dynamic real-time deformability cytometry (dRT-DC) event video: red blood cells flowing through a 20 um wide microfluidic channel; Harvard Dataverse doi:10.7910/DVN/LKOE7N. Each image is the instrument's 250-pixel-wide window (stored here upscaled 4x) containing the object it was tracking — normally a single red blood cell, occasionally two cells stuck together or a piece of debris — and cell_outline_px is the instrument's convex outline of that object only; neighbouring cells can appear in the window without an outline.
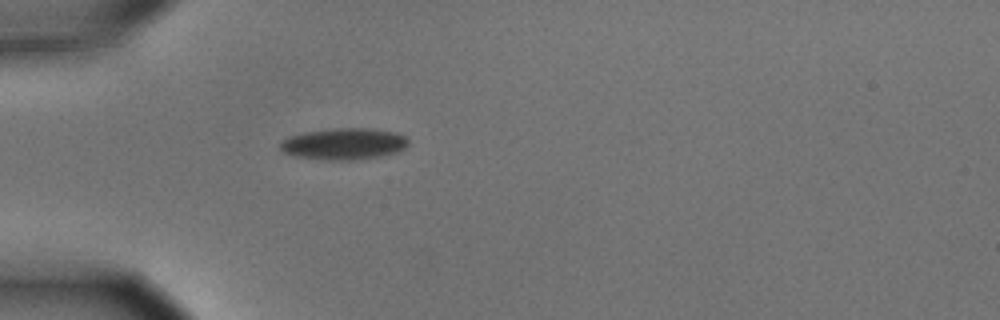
{"species": "common noctule bat (a hibernating species)", "species_latin": "Nyctalus noctula", "temperature_condition": "cold", "stored_images_in_passage": 1, "camera_frame_rate_fps": 3000, "um_per_image_px": 0.085, "animal": {"sex": "male", "body_mass_g": 15.6}, "frame": {"image": 1, "passage_image": 1, "time_ms": 0.0, "image_size_px": [1000, 320], "cell_outline_px": [[408, 144], [404, 148], [396, 152], [380, 156], [352, 160], [324, 160], [296, 156], [284, 152], [280, 148], [280, 144], [288, 136], [304, 132], [336, 128], [364, 128], [396, 132], [404, 136], [408, 140]], "centroid_in_image_um": [29.22, 12.23], "position_along_channel_um": 55.8, "area_um2": 23.35}}